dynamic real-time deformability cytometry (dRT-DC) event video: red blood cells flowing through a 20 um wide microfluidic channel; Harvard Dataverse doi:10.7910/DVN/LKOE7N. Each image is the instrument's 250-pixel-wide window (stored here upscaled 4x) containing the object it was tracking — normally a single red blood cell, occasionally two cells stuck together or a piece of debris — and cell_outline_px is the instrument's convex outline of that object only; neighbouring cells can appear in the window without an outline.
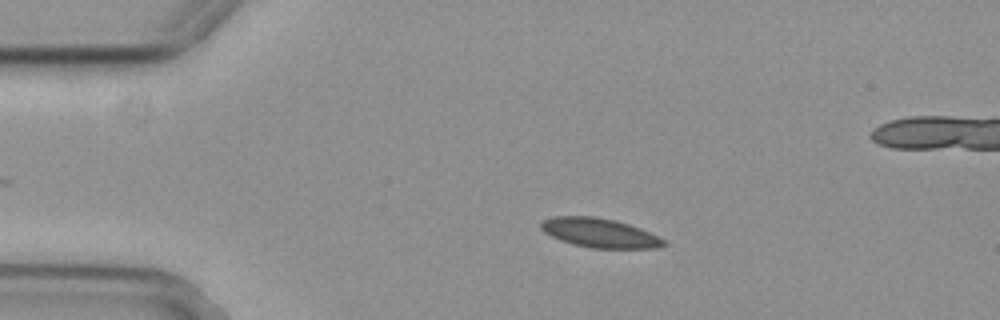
{"species": "common noctule bat (a hibernating species)", "species_latin": "Nyctalus noctula", "temperature_condition": "cold", "stored_images_in_passage": 39, "camera_frame_rate_fps": 3000, "um_per_image_px": 0.085, "animal": {"sex": "female", "body_mass_g": 29.2, "forearm_length_mm": 56.3}, "frame": {"image": 1, "passage_image": 1, "time_ms": 0.0, "image_size_px": [1000, 320], "cell_outline_px": [[668, 244], [660, 248], [592, 248], [572, 244], [560, 240], [544, 232], [540, 228], [540, 224], [544, 220], [552, 216], [592, 216], [616, 220], [640, 228], [668, 240]], "centroid_in_image_um": [51.01, 19.8], "position_along_channel_um": 34.0, "area_um2": 21.1}}
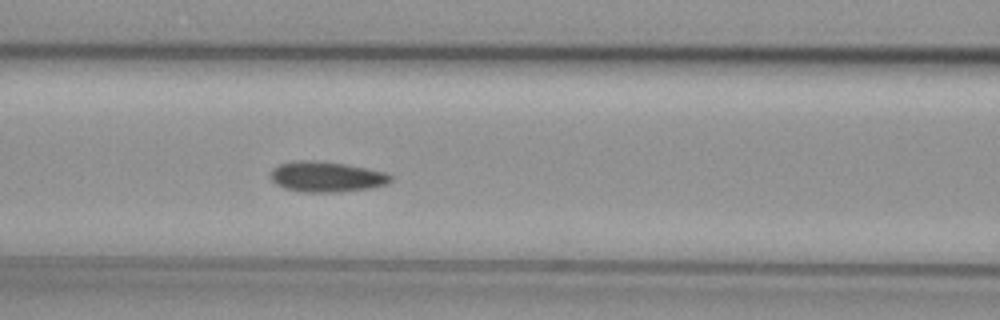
{"frame": {"image": 2, "passage_image": 13, "time_ms": 4.0, "image_size_px": [1000, 320], "cell_outline_px": [[392, 180], [388, 184], [372, 188], [336, 192], [300, 192], [284, 188], [276, 184], [268, 176], [268, 172], [272, 168], [280, 164], [296, 160], [312, 160], [344, 164], [368, 168], [388, 172], [392, 176]], "centroid_in_image_um": [27.74, 15.02], "position_along_channel_um": 138.9, "area_um2": 21.68}}
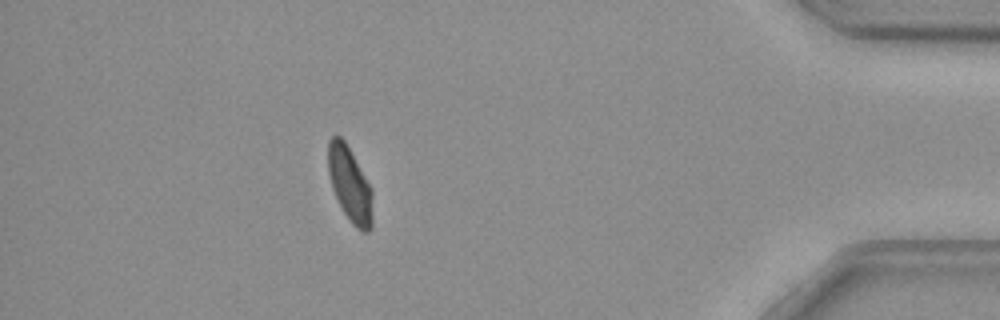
{"frame": {"image": 3, "passage_image": 39, "time_ms": 12.667, "image_size_px": [1000, 320], "cell_outline_px": [[372, 228], [368, 232], [360, 232], [352, 224], [344, 212], [332, 188], [328, 172], [328, 140], [332, 136], [340, 136], [344, 140], [372, 188]], "centroid_in_image_um": [29.75, 15.7], "position_along_channel_um": 405.5, "area_um2": 19.36}, "authors_computed_cell_mechanics": {"area_um2": 20.8658, "velocity_mm_per_s": 3.6776, "shape_relaxation_time_tau1_ms": null, "shape_relaxation_time_tau2_ms": 5.6871, "deformation_change_tau1": null, "deformation_change_tau2": 0.0609}}